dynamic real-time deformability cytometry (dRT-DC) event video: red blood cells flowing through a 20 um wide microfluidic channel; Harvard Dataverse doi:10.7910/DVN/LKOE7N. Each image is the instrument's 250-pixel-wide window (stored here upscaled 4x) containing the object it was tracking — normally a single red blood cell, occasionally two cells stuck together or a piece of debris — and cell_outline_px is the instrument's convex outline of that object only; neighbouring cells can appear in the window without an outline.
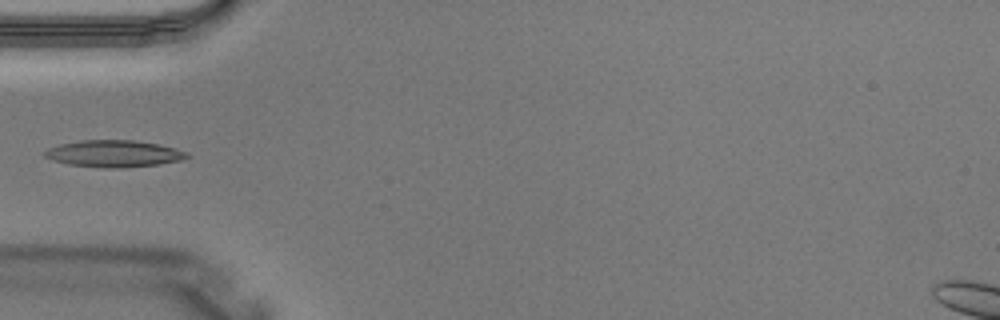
{"species": "Egyptian fruit bat (a non-hibernating species)", "species_latin": "Rousettus aegyptiacus", "temperature_condition": "warm", "stored_images_in_passage": 3, "camera_frame_rate_fps": 3000, "um_per_image_px": 0.085, "animal": {"sex": "male"}, "frame": {"image": 1, "passage_image": 3, "time_ms": 0.667, "image_size_px": [1000, 320], "cell_outline_px": [[188, 156], [180, 160], [156, 164], [116, 168], [104, 168], [68, 164], [52, 160], [44, 156], [44, 152], [48, 148], [60, 144], [80, 140], [132, 140], [160, 144], [176, 148], [188, 152]], "centroid_in_image_um": [9.65, 13.05], "position_along_channel_um": 75.3, "area_um2": 22.08}}